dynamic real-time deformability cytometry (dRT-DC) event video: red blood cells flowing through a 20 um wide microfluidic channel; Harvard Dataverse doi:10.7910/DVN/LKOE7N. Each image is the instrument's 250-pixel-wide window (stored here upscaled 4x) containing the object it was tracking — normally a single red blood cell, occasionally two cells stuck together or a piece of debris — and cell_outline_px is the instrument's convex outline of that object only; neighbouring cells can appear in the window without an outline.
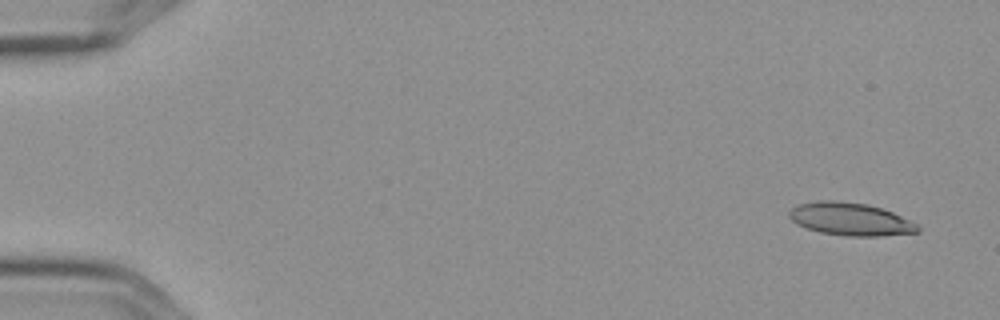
{"species": "Egyptian fruit bat (a non-hibernating species)", "species_latin": "Rousettus aegyptiacus", "temperature_condition": "cold", "stored_images_in_passage": 5, "camera_frame_rate_fps": 3000, "um_per_image_px": 0.085, "frame": {"image": 1, "passage_image": 1, "time_ms": 0.0, "image_size_px": [1000, 320], "cell_outline_px": [[920, 232], [880, 236], [848, 236], [820, 232], [808, 228], [792, 220], [788, 216], [788, 212], [792, 208], [800, 204], [820, 200], [840, 200], [868, 204], [892, 212], [916, 224], [920, 228]], "centroid_in_image_um": [72.29, 18.62], "position_along_channel_um": 12.7, "area_um2": 24.33}}
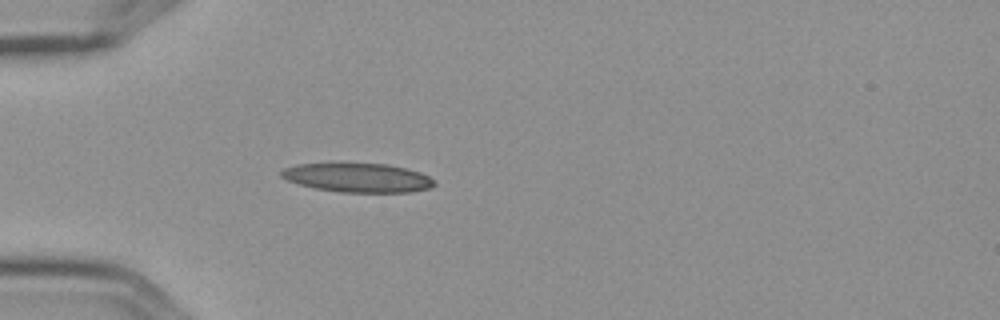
{"frame": {"image": 2, "passage_image": 5, "time_ms": 1.333, "image_size_px": [1000, 320], "cell_outline_px": [[436, 184], [432, 188], [412, 192], [340, 192], [316, 188], [300, 184], [288, 180], [280, 176], [280, 172], [284, 168], [296, 164], [332, 160], [340, 160], [388, 164], [420, 172], [428, 176]], "centroid_in_image_um": [30.35, 15.04], "position_along_channel_um": 54.6, "area_um2": 27.05}}